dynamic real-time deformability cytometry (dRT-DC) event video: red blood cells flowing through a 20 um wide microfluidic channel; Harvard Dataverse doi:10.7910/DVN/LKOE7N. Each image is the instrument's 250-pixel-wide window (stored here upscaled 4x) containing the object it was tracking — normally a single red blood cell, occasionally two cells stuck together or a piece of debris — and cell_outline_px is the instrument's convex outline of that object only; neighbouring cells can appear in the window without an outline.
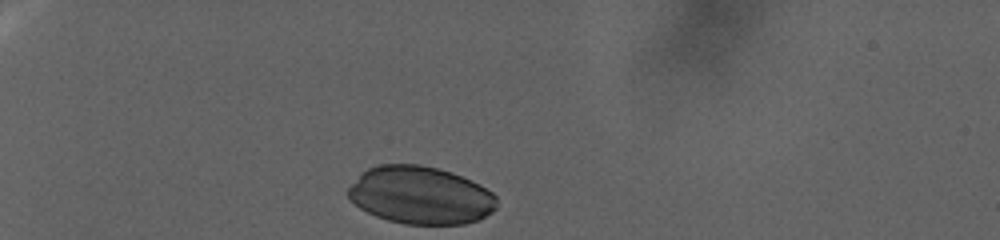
{"species": "human", "species_latin": "Homo sapiens", "temperature_condition": "warm", "stored_images_in_passage": 79, "camera_frame_rate_fps": 3000, "um_per_image_px": 0.085, "donor": {"sex": "female"}, "frame": {"image": 1, "passage_image": 1, "time_ms": 0.0, "image_size_px": [1000, 240], "cell_outline_px": [[496, 208], [492, 212], [480, 220], [464, 224], [404, 224], [388, 220], [376, 216], [360, 208], [348, 196], [348, 188], [360, 172], [368, 168], [380, 164], [420, 164], [452, 172], [472, 180], [480, 184], [492, 192], [496, 196]], "centroid_in_image_um": [35.75, 16.59], "position_along_channel_um": 49.2, "area_um2": 50.23}}
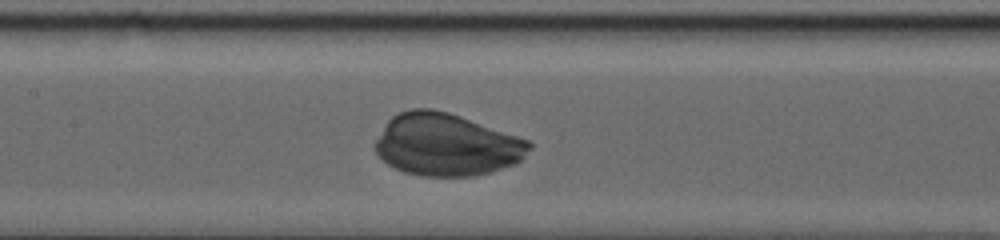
{"frame": {"image": 2, "passage_image": 34, "time_ms": 11.0, "image_size_px": [1000, 240], "cell_outline_px": [[532, 148], [520, 160], [512, 164], [492, 172], [476, 176], [424, 176], [404, 172], [388, 164], [376, 152], [376, 140], [384, 124], [392, 116], [400, 112], [412, 108], [432, 108], [448, 112], [460, 116], [528, 140], [532, 144]], "centroid_in_image_um": [37.94, 12.3], "position_along_channel_um": 169.5, "area_um2": 55.6}}
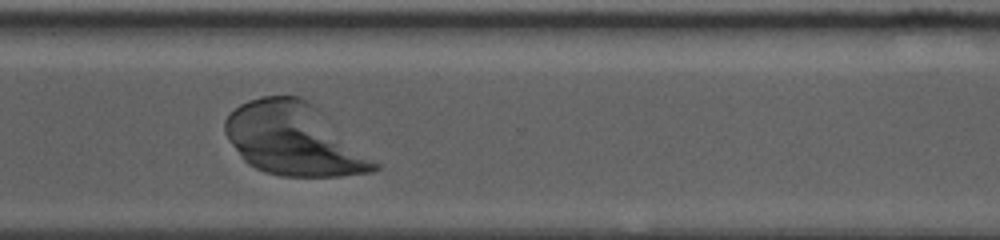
{"frame": {"image": 3, "passage_image": 67, "time_ms": 22.0, "image_size_px": [1000, 240], "cell_outline_px": [[380, 168], [372, 172], [340, 176], [280, 176], [264, 172], [248, 164], [244, 160], [228, 140], [224, 132], [224, 120], [240, 104], [248, 100], [260, 96], [300, 96], [308, 100], [380, 164]], "centroid_in_image_um": [24.97, 11.86], "position_along_channel_um": 345.6, "area_um2": 62.42}}